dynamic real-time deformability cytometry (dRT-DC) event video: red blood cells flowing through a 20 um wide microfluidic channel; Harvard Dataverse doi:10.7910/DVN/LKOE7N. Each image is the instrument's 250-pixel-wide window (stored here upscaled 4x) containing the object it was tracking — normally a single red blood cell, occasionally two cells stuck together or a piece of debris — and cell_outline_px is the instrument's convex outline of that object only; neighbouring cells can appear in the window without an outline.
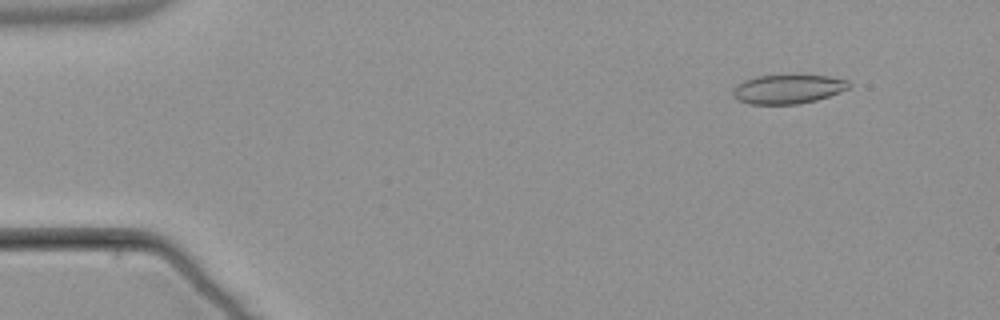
{"species": "common noctule bat (a hibernating species)", "species_latin": "Nyctalus noctula", "temperature_condition": "warm", "stored_images_in_passage": 5, "camera_frame_rate_fps": 3000, "um_per_image_px": 0.085, "animal": {"sex": "male", "body_mass_g": 21.5, "forearm_length_mm": 52.0}, "frame": {"image": 1, "passage_image": 2, "time_ms": 1.333, "image_size_px": [1000, 320], "cell_outline_px": [[852, 84], [848, 88], [840, 92], [816, 100], [796, 104], [748, 104], [732, 96], [732, 88], [736, 84], [744, 80], [756, 76], [828, 76], [848, 80]], "centroid_in_image_um": [66.94, 7.58], "position_along_channel_um": 18.1, "area_um2": 19.54}}
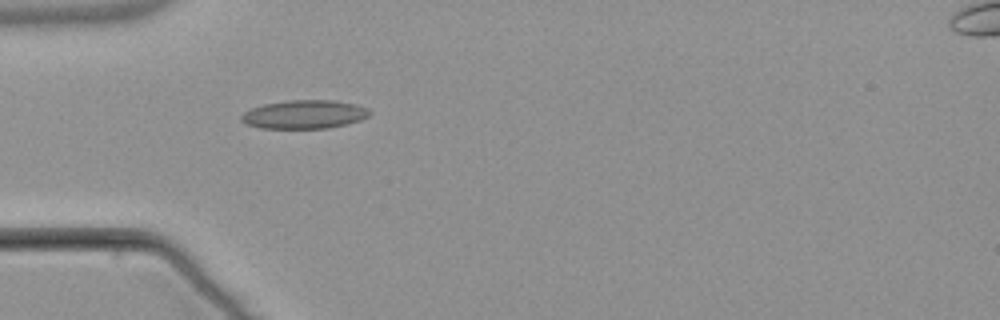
{"frame": {"image": 2, "passage_image": 5, "time_ms": 5.0, "image_size_px": [1000, 320], "cell_outline_px": [[372, 112], [368, 116], [360, 120], [328, 128], [260, 128], [248, 124], [240, 120], [240, 116], [244, 112], [252, 108], [264, 104], [288, 100], [336, 100], [356, 104], [368, 108]], "centroid_in_image_um": [25.88, 9.71], "position_along_channel_um": 59.1, "area_um2": 21.33}}